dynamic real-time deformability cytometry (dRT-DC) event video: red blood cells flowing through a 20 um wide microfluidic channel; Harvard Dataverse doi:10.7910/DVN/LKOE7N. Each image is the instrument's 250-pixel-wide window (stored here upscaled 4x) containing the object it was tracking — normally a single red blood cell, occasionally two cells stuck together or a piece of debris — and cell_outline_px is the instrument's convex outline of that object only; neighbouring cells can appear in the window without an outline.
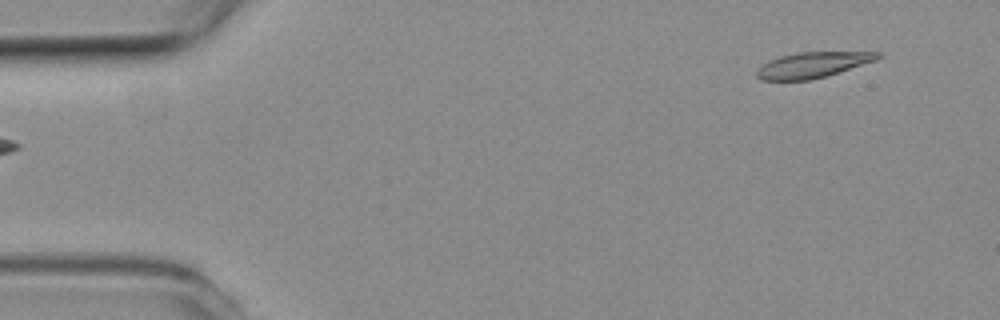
{"species": "common noctule bat (a hibernating species)", "species_latin": "Nyctalus noctula", "temperature_condition": "room temperature", "stored_images_in_passage": 2, "segment_of_instrument_passage": [2, 2], "camera_frame_rate_fps": 3000, "um_per_image_px": 0.085, "animal": {"sex": "female", "body_mass_g": 19.3, "forearm_length_mm": 54.1}, "frame": {"image": 1, "passage_image": 2, "time_ms": 0.333, "image_size_px": [1000, 320], "cell_outline_px": [[884, 56], [876, 60], [824, 76], [808, 80], [760, 80], [756, 76], [756, 72], [764, 64], [780, 56], [800, 52], [884, 52]], "centroid_in_image_um": [69.11, 5.51], "position_along_channel_um": 15.9, "area_um2": 17.69}}